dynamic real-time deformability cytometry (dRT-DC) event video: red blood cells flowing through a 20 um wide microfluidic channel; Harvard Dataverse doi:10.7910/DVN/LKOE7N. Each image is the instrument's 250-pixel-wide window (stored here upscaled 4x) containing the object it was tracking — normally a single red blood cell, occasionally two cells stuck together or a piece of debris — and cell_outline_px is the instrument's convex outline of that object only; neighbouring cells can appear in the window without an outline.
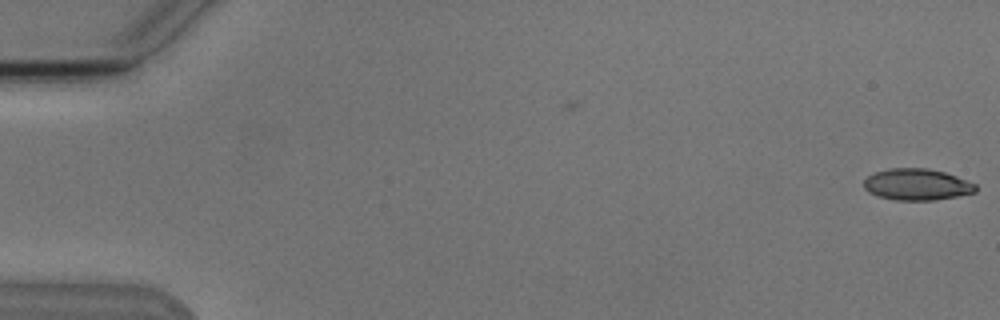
{"species": "Egyptian fruit bat (a non-hibernating species)", "species_latin": "Rousettus aegyptiacus", "temperature_condition": "cold", "stored_images_in_passage": 2, "camera_frame_rate_fps": 3000, "um_per_image_px": 0.085, "animal": {"sex": "male"}, "frame": {"image": 1, "passage_image": 2, "time_ms": 1.0, "image_size_px": [1000, 320], "cell_outline_px": [[976, 192], [936, 200], [896, 200], [880, 196], [868, 192], [864, 188], [864, 180], [868, 176], [876, 172], [888, 168], [928, 168], [944, 172], [956, 176], [976, 184]], "centroid_in_image_um": [77.93, 15.68], "position_along_channel_um": 7.1, "area_um2": 20.4}}